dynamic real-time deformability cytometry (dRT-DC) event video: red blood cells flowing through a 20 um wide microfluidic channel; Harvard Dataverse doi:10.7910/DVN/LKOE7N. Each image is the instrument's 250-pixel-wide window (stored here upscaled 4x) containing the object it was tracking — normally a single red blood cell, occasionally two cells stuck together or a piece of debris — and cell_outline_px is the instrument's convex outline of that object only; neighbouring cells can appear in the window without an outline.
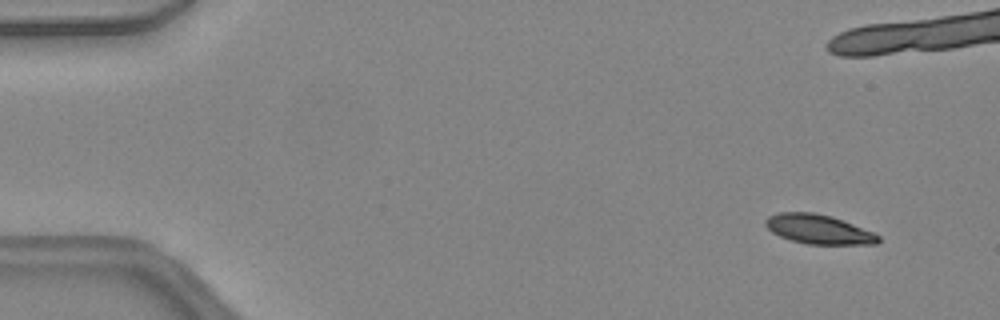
{"species": "common noctule bat (a hibernating species)", "species_latin": "Nyctalus noctula", "temperature_condition": "warm", "stored_images_in_passage": 13, "camera_frame_rate_fps": 3000, "um_per_image_px": 0.085, "animal": {"sex": "female", "body_mass_g": 24.6, "forearm_length_mm": 56.2}, "frame": {"image": 1, "passage_image": 3, "time_ms": 0.667, "image_size_px": [1000, 320], "cell_outline_px": [[880, 240], [876, 244], [808, 244], [792, 240], [780, 236], [772, 232], [764, 224], [764, 220], [768, 216], [780, 212], [812, 212], [832, 216], [872, 232], [880, 236]], "centroid_in_image_um": [69.55, 19.48], "position_along_channel_um": 15.5, "area_um2": 19.13}}